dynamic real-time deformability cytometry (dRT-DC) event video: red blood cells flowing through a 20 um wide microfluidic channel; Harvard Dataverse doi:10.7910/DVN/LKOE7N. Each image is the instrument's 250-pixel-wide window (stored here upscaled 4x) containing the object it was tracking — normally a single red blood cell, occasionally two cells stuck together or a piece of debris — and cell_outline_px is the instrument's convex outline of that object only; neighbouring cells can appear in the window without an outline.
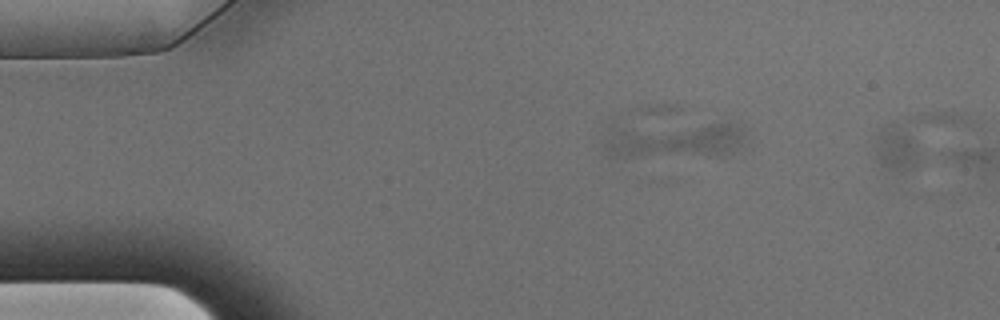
{"species": "Egyptian fruit bat (a non-hibernating species)", "species_latin": "Rousettus aegyptiacus", "temperature_condition": "warm", "stored_images_in_passage": 9, "segment_of_instrument_passage": [2, 2], "camera_frame_rate_fps": 3000, "um_per_image_px": 0.085, "animal": {"sex": "male"}, "frame": {"image": 1, "passage_image": 9, "time_ms": 2.667, "image_size_px": [1000, 320], "cell_outline_px": [[972, 128], [932, 156], [912, 168], [880, 168], [876, 156], [876, 136], [880, 128], [892, 120], [924, 112], [952, 112], [972, 120]], "centroid_in_image_um": [78.02, 11.72], "position_along_channel_um": 7.0, "area_um2": 27.17}}